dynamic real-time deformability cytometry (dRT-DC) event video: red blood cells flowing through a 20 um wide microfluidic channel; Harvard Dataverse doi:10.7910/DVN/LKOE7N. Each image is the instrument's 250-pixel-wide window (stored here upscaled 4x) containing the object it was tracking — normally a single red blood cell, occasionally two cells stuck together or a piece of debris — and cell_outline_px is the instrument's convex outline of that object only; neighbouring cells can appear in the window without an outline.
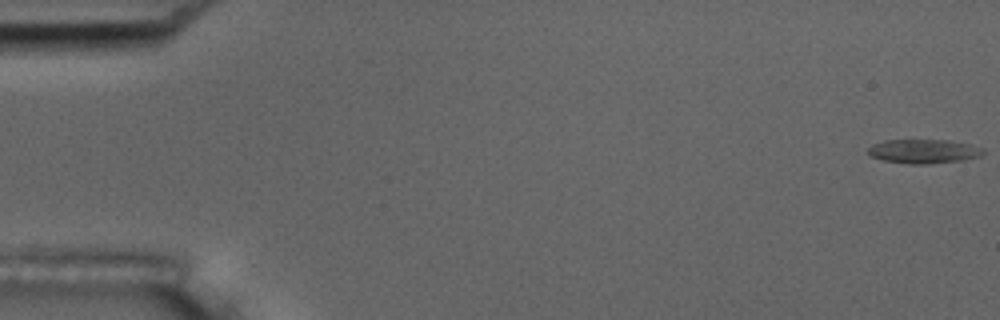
{"species": "common noctule bat (a hibernating species)", "species_latin": "Nyctalus noctula", "temperature_condition": "room temperature", "stored_images_in_passage": 57, "camera_frame_rate_fps": 3000, "um_per_image_px": 0.085, "animal": {"sex": "male", "body_mass_g": 17.5, "forearm_length_mm": 52.3}, "frame": {"image": 1, "passage_image": 1, "time_ms": 0.0, "image_size_px": [1000, 320], "cell_outline_px": [[984, 152], [980, 156], [964, 160], [928, 164], [908, 164], [884, 160], [868, 156], [868, 148], [872, 144], [884, 140], [948, 140], [968, 144], [980, 148]], "centroid_in_image_um": [78.45, 12.86], "position_along_channel_um": 6.5, "area_um2": 16.13}}
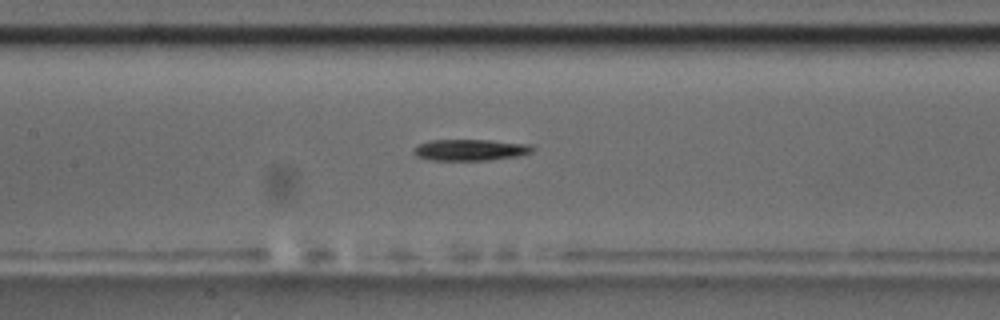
{"frame": {"image": 2, "passage_image": 27, "time_ms": 8.667, "image_size_px": [1000, 320], "cell_outline_px": [[536, 148], [532, 152], [516, 156], [488, 160], [432, 160], [416, 156], [412, 152], [412, 148], [428, 140], [492, 140], [532, 144]], "centroid_in_image_um": [39.99, 12.73], "position_along_channel_um": 167.4, "area_um2": 14.91}}
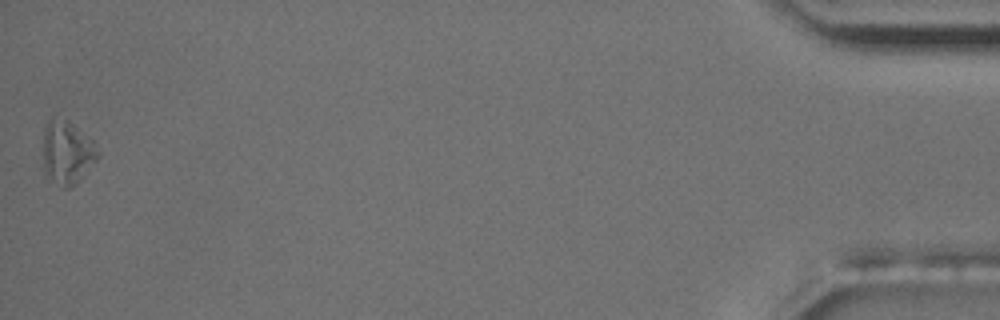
{"frame": {"image": 3, "passage_image": 57, "time_ms": 18.667, "image_size_px": [1000, 320], "cell_outline_px": [[100, 156], [76, 184], [68, 188], [64, 188], [44, 172], [44, 128], [48, 120], [52, 116], [68, 120], [92, 140], [100, 152]], "centroid_in_image_um": [5.72, 12.93], "position_along_channel_um": 429.5, "area_um2": 20.06}, "authors_computed_cell_mechanics": {"area_um2": 14.9702, "velocity_mm_per_s": 3.5674, "shape_relaxation_time_tau1_ms": 3.5277, "shape_relaxation_time_tau2_ms": null, "deformation_change_tau1": 0.1729, "deformation_change_tau2": null}}